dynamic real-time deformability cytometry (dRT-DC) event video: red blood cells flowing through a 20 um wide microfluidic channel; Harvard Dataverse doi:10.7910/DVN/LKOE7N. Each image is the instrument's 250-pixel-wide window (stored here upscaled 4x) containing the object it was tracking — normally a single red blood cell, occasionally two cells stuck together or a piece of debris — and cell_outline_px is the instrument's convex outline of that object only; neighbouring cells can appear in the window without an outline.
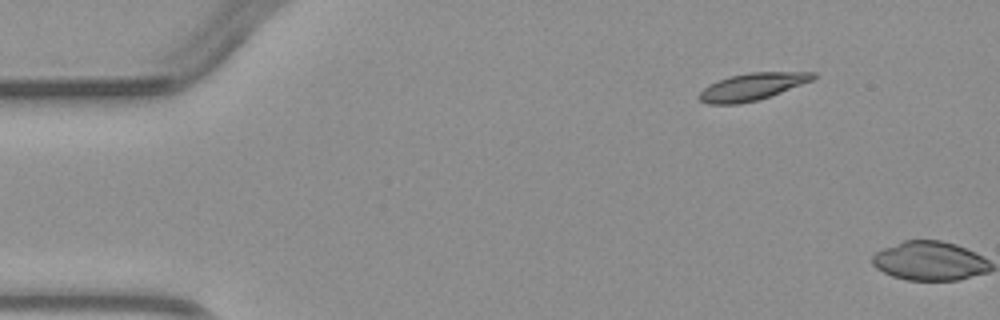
{"species": "common noctule bat (a hibernating species)", "species_latin": "Nyctalus noctula", "temperature_condition": "warm", "stored_images_in_passage": 2, "camera_frame_rate_fps": 3000, "um_per_image_px": 0.085, "animal": {"sex": "male", "body_mass_g": 23.1, "forearm_length_mm": 52.7}, "frame": {"image": 1, "passage_image": 1, "time_ms": 0.0, "image_size_px": [1000, 320], "cell_outline_px": [[816, 76], [812, 80], [780, 92], [756, 100], [736, 104], [708, 104], [700, 100], [696, 96], [708, 84], [728, 76], [748, 72], [816, 72]], "centroid_in_image_um": [63.87, 7.36], "position_along_channel_um": 21.1, "area_um2": 17.86}}